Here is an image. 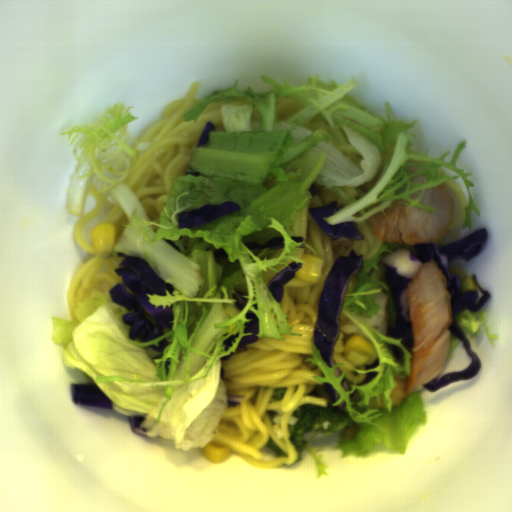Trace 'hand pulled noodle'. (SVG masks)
Segmentation results:
<instances>
[{
  "instance_id": "hand-pulled-noodle-1",
  "label": "hand pulled noodle",
  "mask_w": 512,
  "mask_h": 512,
  "mask_svg": "<svg viewBox=\"0 0 512 512\" xmlns=\"http://www.w3.org/2000/svg\"><path fill=\"white\" fill-rule=\"evenodd\" d=\"M316 184V183H315ZM320 192L295 217L291 231L303 237L323 260L321 276L311 283L297 276L283 285L279 305L287 317L291 333L281 334L285 340L257 337V341L221 357L220 376L227 396L244 397L237 406H227L215 429L211 443L229 447L233 454L247 465L271 468L292 465L298 452L290 436V425H297L296 410L303 405L326 407L328 401L319 395H307L324 382L312 376H325L322 368L312 362V338L318 320V302L325 288L328 274L339 257H348L350 250L363 256L362 262L375 255L385 241L374 235L371 218L357 225L363 240L346 237L331 240L317 225L309 209L328 206L333 200L347 205L345 199L320 184ZM286 387L283 398L272 400L274 388ZM272 438L286 452L287 457H275L276 452L266 448Z\"/></svg>"
},
{
  "instance_id": "hand-pulled-noodle-2",
  "label": "hand pulled noodle",
  "mask_w": 512,
  "mask_h": 512,
  "mask_svg": "<svg viewBox=\"0 0 512 512\" xmlns=\"http://www.w3.org/2000/svg\"><path fill=\"white\" fill-rule=\"evenodd\" d=\"M198 93L199 83L192 82L185 98L168 103L160 120L146 130L133 148L135 158L124 182L150 222L160 218L168 204L173 178L202 174L186 170L207 122L214 124L215 131L224 132L222 105L225 101L209 103L196 122L194 119L185 121L183 116L207 99L197 100Z\"/></svg>"
},
{
  "instance_id": "hand-pulled-noodle-3",
  "label": "hand pulled noodle",
  "mask_w": 512,
  "mask_h": 512,
  "mask_svg": "<svg viewBox=\"0 0 512 512\" xmlns=\"http://www.w3.org/2000/svg\"><path fill=\"white\" fill-rule=\"evenodd\" d=\"M88 190L94 200V207L75 222L73 234L78 247L92 254V257L70 280L66 291L68 314L71 320L76 321L77 306L91 297L93 292H101L115 302L110 291L117 284H124L122 275L115 272L124 259L118 257L119 252H97L93 244L86 242L81 235L84 225L96 218L104 205V198L97 186L90 184Z\"/></svg>"
},
{
  "instance_id": "hand-pulled-noodle-4",
  "label": "hand pulled noodle",
  "mask_w": 512,
  "mask_h": 512,
  "mask_svg": "<svg viewBox=\"0 0 512 512\" xmlns=\"http://www.w3.org/2000/svg\"><path fill=\"white\" fill-rule=\"evenodd\" d=\"M344 334L339 330L338 338L333 347V360L334 363H344L343 365L335 368L334 376L340 377L345 372V380L349 385L359 384L365 380L367 373H361L356 370H365V363L367 357L364 355H358L354 351L349 352L348 356L344 357Z\"/></svg>"
},
{
  "instance_id": "hand-pulled-noodle-5",
  "label": "hand pulled noodle",
  "mask_w": 512,
  "mask_h": 512,
  "mask_svg": "<svg viewBox=\"0 0 512 512\" xmlns=\"http://www.w3.org/2000/svg\"><path fill=\"white\" fill-rule=\"evenodd\" d=\"M128 218L123 212L122 208L116 202L115 205L110 209V211L103 217V219L99 222V224H114L116 225V238L115 244L122 237L128 223ZM98 224V225H99Z\"/></svg>"
},
{
  "instance_id": "hand-pulled-noodle-6",
  "label": "hand pulled noodle",
  "mask_w": 512,
  "mask_h": 512,
  "mask_svg": "<svg viewBox=\"0 0 512 512\" xmlns=\"http://www.w3.org/2000/svg\"><path fill=\"white\" fill-rule=\"evenodd\" d=\"M300 104L292 98L278 97L275 105L278 121H288L300 111Z\"/></svg>"
},
{
  "instance_id": "hand-pulled-noodle-7",
  "label": "hand pulled noodle",
  "mask_w": 512,
  "mask_h": 512,
  "mask_svg": "<svg viewBox=\"0 0 512 512\" xmlns=\"http://www.w3.org/2000/svg\"><path fill=\"white\" fill-rule=\"evenodd\" d=\"M442 185H446L451 188V190L455 193V195L459 201V205H460L458 218H457V220H455L451 223V226L448 230V231H451V230L459 228L460 225L463 223V221L466 218L467 197H466L464 191L456 183H454L451 180L446 181Z\"/></svg>"
},
{
  "instance_id": "hand-pulled-noodle-8",
  "label": "hand pulled noodle",
  "mask_w": 512,
  "mask_h": 512,
  "mask_svg": "<svg viewBox=\"0 0 512 512\" xmlns=\"http://www.w3.org/2000/svg\"><path fill=\"white\" fill-rule=\"evenodd\" d=\"M295 252L297 254L295 256L299 257L303 261H304L303 256L305 254H309V255H314L315 256V254L308 247H306L305 245L297 246L296 249H295Z\"/></svg>"
},
{
  "instance_id": "hand-pulled-noodle-9",
  "label": "hand pulled noodle",
  "mask_w": 512,
  "mask_h": 512,
  "mask_svg": "<svg viewBox=\"0 0 512 512\" xmlns=\"http://www.w3.org/2000/svg\"><path fill=\"white\" fill-rule=\"evenodd\" d=\"M280 272H275L273 270H269L267 272H264L263 274V278L267 284V286L269 285L270 281L279 274Z\"/></svg>"
},
{
  "instance_id": "hand-pulled-noodle-10",
  "label": "hand pulled noodle",
  "mask_w": 512,
  "mask_h": 512,
  "mask_svg": "<svg viewBox=\"0 0 512 512\" xmlns=\"http://www.w3.org/2000/svg\"><path fill=\"white\" fill-rule=\"evenodd\" d=\"M285 268H286V266H278L277 265L274 270H277L280 273Z\"/></svg>"
}]
</instances>
